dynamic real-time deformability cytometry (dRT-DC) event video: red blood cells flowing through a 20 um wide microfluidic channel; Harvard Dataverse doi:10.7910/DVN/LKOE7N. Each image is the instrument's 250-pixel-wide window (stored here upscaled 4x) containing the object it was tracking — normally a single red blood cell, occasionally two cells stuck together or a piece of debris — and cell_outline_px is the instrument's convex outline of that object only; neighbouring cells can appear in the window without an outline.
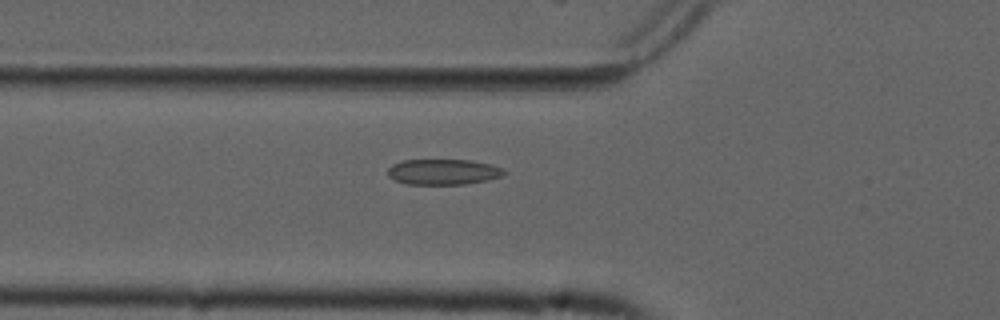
{"species": "common noctule bat (a hibernating species)", "species_latin": "Nyctalus noctula", "temperature_condition": "cold", "stored_images_in_passage": 55, "camera_frame_rate_fps": 3000, "um_per_image_px": 0.085, "animal": {"sex": "male", "forearm_length_mm": 52.5}, "frame": {"image": 1, "passage_image": 20, "time_ms": 6.333, "image_size_px": [1000, 320], "cell_outline_px": [[508, 172], [504, 176], [488, 180], [464, 184], [408, 184], [396, 180], [388, 176], [388, 168], [392, 164], [404, 160], [472, 160], [504, 168]], "centroid_in_image_um": [37.72, 14.61], "position_along_channel_um": 88.1, "area_um2": 17.4}}
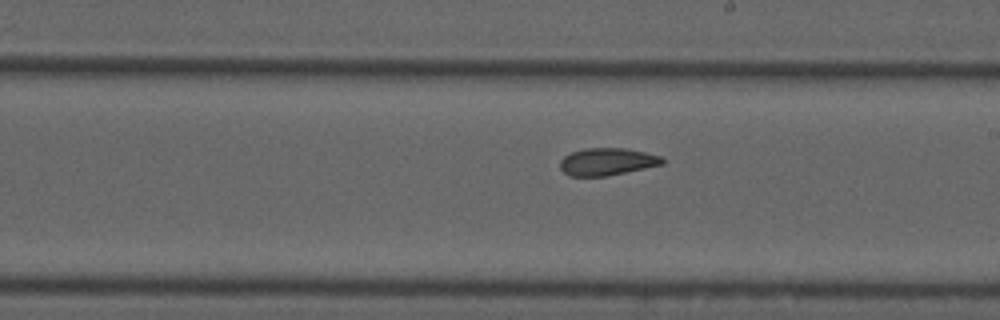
{"frame": {"image": 2, "passage_image": 32, "time_ms": 10.333, "image_size_px": [1000, 320], "cell_outline_px": [[664, 164], [608, 176], [568, 176], [560, 168], [560, 160], [564, 156], [572, 152], [584, 148], [624, 148], [644, 152], [660, 156], [664, 160]], "centroid_in_image_um": [51.58, 13.75], "position_along_channel_um": 237.4, "area_um2": 16.3}}
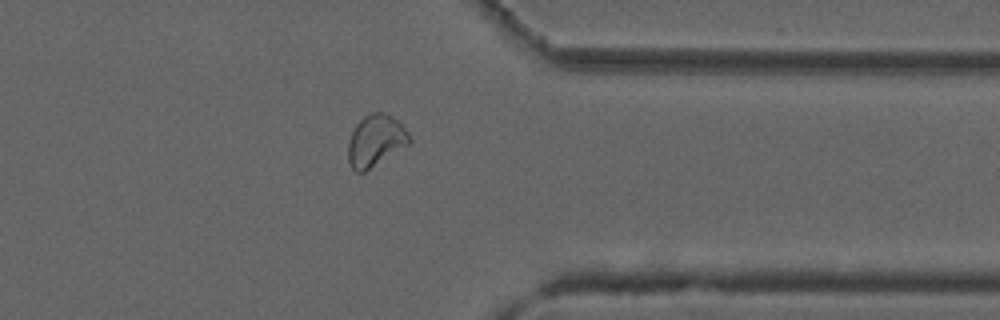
{"frame": {"image": 3, "passage_image": 44, "time_ms": 14.333, "image_size_px": [1000, 320], "cell_outline_px": [[412, 140], [408, 144], [364, 172], [356, 172], [352, 168], [348, 160], [348, 140], [356, 124], [364, 116], [372, 112], [384, 112], [392, 116], [412, 136]], "centroid_in_image_um": [31.91, 11.94], "position_along_channel_um": 379.5, "area_um2": 18.26}, "authors_computed_cell_mechanics": {"area_um2": 18.3226, "velocity_mm_per_s": 3.7309, "shape_relaxation_time_tau1_ms": null, "shape_relaxation_time_tau2_ms": 2.4267, "deformation_change_tau1": null, "deformation_change_tau2": 0.0727}}